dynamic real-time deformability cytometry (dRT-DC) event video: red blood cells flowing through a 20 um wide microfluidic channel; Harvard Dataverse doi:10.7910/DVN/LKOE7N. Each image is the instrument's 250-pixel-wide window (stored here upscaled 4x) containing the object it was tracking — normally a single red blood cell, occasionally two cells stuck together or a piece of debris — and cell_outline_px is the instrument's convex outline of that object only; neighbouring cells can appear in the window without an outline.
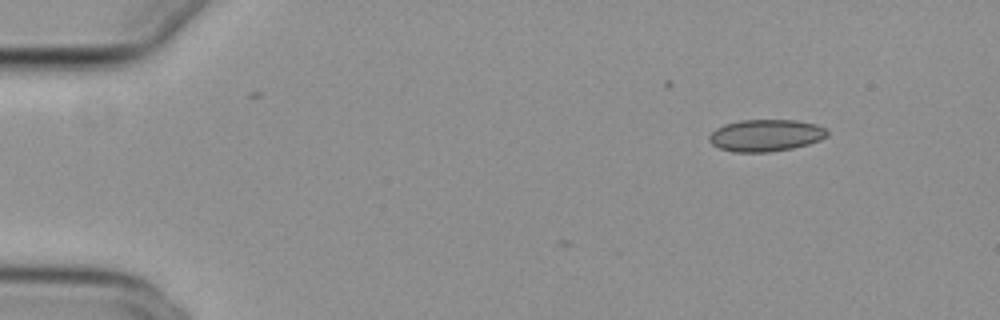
{"species": "common noctule bat (a hibernating species)", "species_latin": "Nyctalus noctula", "temperature_condition": "cold", "stored_images_in_passage": 2, "camera_frame_rate_fps": 3000, "um_per_image_px": 0.085, "animal": {"sex": "female", "body_mass_g": 29.2, "forearm_length_mm": 56.3}, "frame": {"image": 1, "passage_image": 2, "time_ms": 0.333, "image_size_px": [1000, 320], "cell_outline_px": [[828, 136], [820, 140], [808, 144], [792, 148], [768, 152], [732, 152], [720, 148], [712, 144], [708, 140], [708, 136], [716, 128], [724, 124], [740, 120], [796, 120], [816, 124], [824, 128], [828, 132]], "centroid_in_image_um": [65.07, 11.5], "position_along_channel_um": 19.9, "area_um2": 22.02}}